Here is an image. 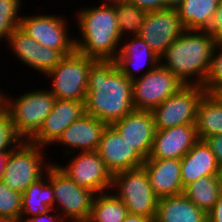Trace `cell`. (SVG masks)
I'll return each instance as SVG.
<instances>
[{
  "label": "cell",
  "mask_w": 222,
  "mask_h": 222,
  "mask_svg": "<svg viewBox=\"0 0 222 222\" xmlns=\"http://www.w3.org/2000/svg\"><path fill=\"white\" fill-rule=\"evenodd\" d=\"M16 218L12 217H0V222H16Z\"/></svg>",
  "instance_id": "44"
},
{
  "label": "cell",
  "mask_w": 222,
  "mask_h": 222,
  "mask_svg": "<svg viewBox=\"0 0 222 222\" xmlns=\"http://www.w3.org/2000/svg\"><path fill=\"white\" fill-rule=\"evenodd\" d=\"M22 3V0H0V15H9L20 26Z\"/></svg>",
  "instance_id": "33"
},
{
  "label": "cell",
  "mask_w": 222,
  "mask_h": 222,
  "mask_svg": "<svg viewBox=\"0 0 222 222\" xmlns=\"http://www.w3.org/2000/svg\"><path fill=\"white\" fill-rule=\"evenodd\" d=\"M198 140L195 124L156 130L148 159H181Z\"/></svg>",
  "instance_id": "20"
},
{
  "label": "cell",
  "mask_w": 222,
  "mask_h": 222,
  "mask_svg": "<svg viewBox=\"0 0 222 222\" xmlns=\"http://www.w3.org/2000/svg\"><path fill=\"white\" fill-rule=\"evenodd\" d=\"M212 94L219 100V102L222 104V86L218 89L214 90Z\"/></svg>",
  "instance_id": "42"
},
{
  "label": "cell",
  "mask_w": 222,
  "mask_h": 222,
  "mask_svg": "<svg viewBox=\"0 0 222 222\" xmlns=\"http://www.w3.org/2000/svg\"><path fill=\"white\" fill-rule=\"evenodd\" d=\"M218 179H219V184L221 186L222 189V166L219 167V171H218Z\"/></svg>",
  "instance_id": "45"
},
{
  "label": "cell",
  "mask_w": 222,
  "mask_h": 222,
  "mask_svg": "<svg viewBox=\"0 0 222 222\" xmlns=\"http://www.w3.org/2000/svg\"><path fill=\"white\" fill-rule=\"evenodd\" d=\"M111 191L124 203L128 213L156 218L158 197L143 166L113 175Z\"/></svg>",
  "instance_id": "8"
},
{
  "label": "cell",
  "mask_w": 222,
  "mask_h": 222,
  "mask_svg": "<svg viewBox=\"0 0 222 222\" xmlns=\"http://www.w3.org/2000/svg\"><path fill=\"white\" fill-rule=\"evenodd\" d=\"M17 27L19 25L9 15H0V42L5 40L4 43L6 45L10 35Z\"/></svg>",
  "instance_id": "36"
},
{
  "label": "cell",
  "mask_w": 222,
  "mask_h": 222,
  "mask_svg": "<svg viewBox=\"0 0 222 222\" xmlns=\"http://www.w3.org/2000/svg\"><path fill=\"white\" fill-rule=\"evenodd\" d=\"M180 1H182V0H169V2H170L173 6H176Z\"/></svg>",
  "instance_id": "46"
},
{
  "label": "cell",
  "mask_w": 222,
  "mask_h": 222,
  "mask_svg": "<svg viewBox=\"0 0 222 222\" xmlns=\"http://www.w3.org/2000/svg\"><path fill=\"white\" fill-rule=\"evenodd\" d=\"M65 16L59 14L22 15L20 28L41 46L60 51L64 56L72 54L75 49V37L69 32Z\"/></svg>",
  "instance_id": "9"
},
{
  "label": "cell",
  "mask_w": 222,
  "mask_h": 222,
  "mask_svg": "<svg viewBox=\"0 0 222 222\" xmlns=\"http://www.w3.org/2000/svg\"><path fill=\"white\" fill-rule=\"evenodd\" d=\"M3 89H1V87H0V95L3 93V91H2Z\"/></svg>",
  "instance_id": "49"
},
{
  "label": "cell",
  "mask_w": 222,
  "mask_h": 222,
  "mask_svg": "<svg viewBox=\"0 0 222 222\" xmlns=\"http://www.w3.org/2000/svg\"><path fill=\"white\" fill-rule=\"evenodd\" d=\"M10 152H0V180L4 175V169Z\"/></svg>",
  "instance_id": "41"
},
{
  "label": "cell",
  "mask_w": 222,
  "mask_h": 222,
  "mask_svg": "<svg viewBox=\"0 0 222 222\" xmlns=\"http://www.w3.org/2000/svg\"><path fill=\"white\" fill-rule=\"evenodd\" d=\"M128 214L124 203L112 192L95 194L87 222H123Z\"/></svg>",
  "instance_id": "28"
},
{
  "label": "cell",
  "mask_w": 222,
  "mask_h": 222,
  "mask_svg": "<svg viewBox=\"0 0 222 222\" xmlns=\"http://www.w3.org/2000/svg\"><path fill=\"white\" fill-rule=\"evenodd\" d=\"M49 183L53 186L56 210L65 222H87L95 193L77 185L55 163L49 167Z\"/></svg>",
  "instance_id": "7"
},
{
  "label": "cell",
  "mask_w": 222,
  "mask_h": 222,
  "mask_svg": "<svg viewBox=\"0 0 222 222\" xmlns=\"http://www.w3.org/2000/svg\"><path fill=\"white\" fill-rule=\"evenodd\" d=\"M111 125L144 160L148 159L156 131L152 111L134 110Z\"/></svg>",
  "instance_id": "18"
},
{
  "label": "cell",
  "mask_w": 222,
  "mask_h": 222,
  "mask_svg": "<svg viewBox=\"0 0 222 222\" xmlns=\"http://www.w3.org/2000/svg\"><path fill=\"white\" fill-rule=\"evenodd\" d=\"M26 220L28 222H65L63 218L61 217V215L54 209H51L45 214H39L30 218H27Z\"/></svg>",
  "instance_id": "38"
},
{
  "label": "cell",
  "mask_w": 222,
  "mask_h": 222,
  "mask_svg": "<svg viewBox=\"0 0 222 222\" xmlns=\"http://www.w3.org/2000/svg\"><path fill=\"white\" fill-rule=\"evenodd\" d=\"M219 164L205 140H198L181 158V180L185 188L200 177L218 175Z\"/></svg>",
  "instance_id": "22"
},
{
  "label": "cell",
  "mask_w": 222,
  "mask_h": 222,
  "mask_svg": "<svg viewBox=\"0 0 222 222\" xmlns=\"http://www.w3.org/2000/svg\"><path fill=\"white\" fill-rule=\"evenodd\" d=\"M114 1H121V0H103L102 2H114Z\"/></svg>",
  "instance_id": "48"
},
{
  "label": "cell",
  "mask_w": 222,
  "mask_h": 222,
  "mask_svg": "<svg viewBox=\"0 0 222 222\" xmlns=\"http://www.w3.org/2000/svg\"><path fill=\"white\" fill-rule=\"evenodd\" d=\"M216 42L206 31L186 30L159 57L185 85L203 86Z\"/></svg>",
  "instance_id": "3"
},
{
  "label": "cell",
  "mask_w": 222,
  "mask_h": 222,
  "mask_svg": "<svg viewBox=\"0 0 222 222\" xmlns=\"http://www.w3.org/2000/svg\"><path fill=\"white\" fill-rule=\"evenodd\" d=\"M107 126L106 122L84 113L63 131L52 146L62 145L63 151L61 153L63 155L79 151H97L102 134Z\"/></svg>",
  "instance_id": "16"
},
{
  "label": "cell",
  "mask_w": 222,
  "mask_h": 222,
  "mask_svg": "<svg viewBox=\"0 0 222 222\" xmlns=\"http://www.w3.org/2000/svg\"><path fill=\"white\" fill-rule=\"evenodd\" d=\"M45 150V147L30 141H22L9 153L2 181L11 190L24 193L31 184L44 177L48 168L55 163L51 158L48 160Z\"/></svg>",
  "instance_id": "5"
},
{
  "label": "cell",
  "mask_w": 222,
  "mask_h": 222,
  "mask_svg": "<svg viewBox=\"0 0 222 222\" xmlns=\"http://www.w3.org/2000/svg\"><path fill=\"white\" fill-rule=\"evenodd\" d=\"M5 110V99L3 93L0 95V114Z\"/></svg>",
  "instance_id": "43"
},
{
  "label": "cell",
  "mask_w": 222,
  "mask_h": 222,
  "mask_svg": "<svg viewBox=\"0 0 222 222\" xmlns=\"http://www.w3.org/2000/svg\"><path fill=\"white\" fill-rule=\"evenodd\" d=\"M16 222H28L27 220H25V219H21V218H19V219H17V221Z\"/></svg>",
  "instance_id": "47"
},
{
  "label": "cell",
  "mask_w": 222,
  "mask_h": 222,
  "mask_svg": "<svg viewBox=\"0 0 222 222\" xmlns=\"http://www.w3.org/2000/svg\"><path fill=\"white\" fill-rule=\"evenodd\" d=\"M123 222H155V219L146 216L128 213Z\"/></svg>",
  "instance_id": "40"
},
{
  "label": "cell",
  "mask_w": 222,
  "mask_h": 222,
  "mask_svg": "<svg viewBox=\"0 0 222 222\" xmlns=\"http://www.w3.org/2000/svg\"><path fill=\"white\" fill-rule=\"evenodd\" d=\"M22 141L15 132L11 116L4 110L0 114V152H11Z\"/></svg>",
  "instance_id": "31"
},
{
  "label": "cell",
  "mask_w": 222,
  "mask_h": 222,
  "mask_svg": "<svg viewBox=\"0 0 222 222\" xmlns=\"http://www.w3.org/2000/svg\"><path fill=\"white\" fill-rule=\"evenodd\" d=\"M96 61L76 50L64 56L45 76V80L46 77L51 80L52 87L48 89L56 99L85 101L89 69Z\"/></svg>",
  "instance_id": "6"
},
{
  "label": "cell",
  "mask_w": 222,
  "mask_h": 222,
  "mask_svg": "<svg viewBox=\"0 0 222 222\" xmlns=\"http://www.w3.org/2000/svg\"><path fill=\"white\" fill-rule=\"evenodd\" d=\"M21 219H27L39 214H45L53 209L54 193L53 186L49 183V168L46 175L37 182L31 184L22 193Z\"/></svg>",
  "instance_id": "24"
},
{
  "label": "cell",
  "mask_w": 222,
  "mask_h": 222,
  "mask_svg": "<svg viewBox=\"0 0 222 222\" xmlns=\"http://www.w3.org/2000/svg\"><path fill=\"white\" fill-rule=\"evenodd\" d=\"M22 193L11 190L9 185L0 180V217L19 219L22 212Z\"/></svg>",
  "instance_id": "30"
},
{
  "label": "cell",
  "mask_w": 222,
  "mask_h": 222,
  "mask_svg": "<svg viewBox=\"0 0 222 222\" xmlns=\"http://www.w3.org/2000/svg\"><path fill=\"white\" fill-rule=\"evenodd\" d=\"M155 222H208L207 213L184 194L158 198Z\"/></svg>",
  "instance_id": "23"
},
{
  "label": "cell",
  "mask_w": 222,
  "mask_h": 222,
  "mask_svg": "<svg viewBox=\"0 0 222 222\" xmlns=\"http://www.w3.org/2000/svg\"><path fill=\"white\" fill-rule=\"evenodd\" d=\"M85 114L111 125L135 110L132 81L115 61L97 60L89 69Z\"/></svg>",
  "instance_id": "1"
},
{
  "label": "cell",
  "mask_w": 222,
  "mask_h": 222,
  "mask_svg": "<svg viewBox=\"0 0 222 222\" xmlns=\"http://www.w3.org/2000/svg\"><path fill=\"white\" fill-rule=\"evenodd\" d=\"M75 14L80 34L79 38L75 35L76 51L96 60L114 61L122 39L113 4L102 2L93 7H79Z\"/></svg>",
  "instance_id": "2"
},
{
  "label": "cell",
  "mask_w": 222,
  "mask_h": 222,
  "mask_svg": "<svg viewBox=\"0 0 222 222\" xmlns=\"http://www.w3.org/2000/svg\"><path fill=\"white\" fill-rule=\"evenodd\" d=\"M69 156L72 157L67 165L57 161L55 164L72 181L95 194L111 191L113 175L97 151L75 152V155H65V158Z\"/></svg>",
  "instance_id": "11"
},
{
  "label": "cell",
  "mask_w": 222,
  "mask_h": 222,
  "mask_svg": "<svg viewBox=\"0 0 222 222\" xmlns=\"http://www.w3.org/2000/svg\"><path fill=\"white\" fill-rule=\"evenodd\" d=\"M143 168L149 183L158 197L184 194L181 180V159H145Z\"/></svg>",
  "instance_id": "21"
},
{
  "label": "cell",
  "mask_w": 222,
  "mask_h": 222,
  "mask_svg": "<svg viewBox=\"0 0 222 222\" xmlns=\"http://www.w3.org/2000/svg\"><path fill=\"white\" fill-rule=\"evenodd\" d=\"M186 31L175 6L147 12L139 36L159 57Z\"/></svg>",
  "instance_id": "13"
},
{
  "label": "cell",
  "mask_w": 222,
  "mask_h": 222,
  "mask_svg": "<svg viewBox=\"0 0 222 222\" xmlns=\"http://www.w3.org/2000/svg\"><path fill=\"white\" fill-rule=\"evenodd\" d=\"M221 186L217 175L200 177L185 187L184 195L198 208L208 213L216 204Z\"/></svg>",
  "instance_id": "27"
},
{
  "label": "cell",
  "mask_w": 222,
  "mask_h": 222,
  "mask_svg": "<svg viewBox=\"0 0 222 222\" xmlns=\"http://www.w3.org/2000/svg\"><path fill=\"white\" fill-rule=\"evenodd\" d=\"M185 84L174 73L160 64L142 77L132 80L135 110L152 111Z\"/></svg>",
  "instance_id": "10"
},
{
  "label": "cell",
  "mask_w": 222,
  "mask_h": 222,
  "mask_svg": "<svg viewBox=\"0 0 222 222\" xmlns=\"http://www.w3.org/2000/svg\"><path fill=\"white\" fill-rule=\"evenodd\" d=\"M7 45L9 47H7ZM6 47L23 65L46 76L62 60L64 55L57 50L41 46L20 27L10 35Z\"/></svg>",
  "instance_id": "14"
},
{
  "label": "cell",
  "mask_w": 222,
  "mask_h": 222,
  "mask_svg": "<svg viewBox=\"0 0 222 222\" xmlns=\"http://www.w3.org/2000/svg\"><path fill=\"white\" fill-rule=\"evenodd\" d=\"M219 0H182L175 8L186 30L205 31Z\"/></svg>",
  "instance_id": "25"
},
{
  "label": "cell",
  "mask_w": 222,
  "mask_h": 222,
  "mask_svg": "<svg viewBox=\"0 0 222 222\" xmlns=\"http://www.w3.org/2000/svg\"><path fill=\"white\" fill-rule=\"evenodd\" d=\"M84 102L56 99L50 114L30 142L45 148L52 147L63 131L85 113Z\"/></svg>",
  "instance_id": "19"
},
{
  "label": "cell",
  "mask_w": 222,
  "mask_h": 222,
  "mask_svg": "<svg viewBox=\"0 0 222 222\" xmlns=\"http://www.w3.org/2000/svg\"><path fill=\"white\" fill-rule=\"evenodd\" d=\"M114 61L117 68L131 81L142 77L160 64L159 56L140 36L121 40L120 50Z\"/></svg>",
  "instance_id": "17"
},
{
  "label": "cell",
  "mask_w": 222,
  "mask_h": 222,
  "mask_svg": "<svg viewBox=\"0 0 222 222\" xmlns=\"http://www.w3.org/2000/svg\"><path fill=\"white\" fill-rule=\"evenodd\" d=\"M111 3L115 8L121 39L139 36L147 12L125 0Z\"/></svg>",
  "instance_id": "29"
},
{
  "label": "cell",
  "mask_w": 222,
  "mask_h": 222,
  "mask_svg": "<svg viewBox=\"0 0 222 222\" xmlns=\"http://www.w3.org/2000/svg\"><path fill=\"white\" fill-rule=\"evenodd\" d=\"M205 31L213 36L216 43H222V0H219L218 8Z\"/></svg>",
  "instance_id": "34"
},
{
  "label": "cell",
  "mask_w": 222,
  "mask_h": 222,
  "mask_svg": "<svg viewBox=\"0 0 222 222\" xmlns=\"http://www.w3.org/2000/svg\"><path fill=\"white\" fill-rule=\"evenodd\" d=\"M97 152L112 175L142 167L145 161L112 125L104 130Z\"/></svg>",
  "instance_id": "15"
},
{
  "label": "cell",
  "mask_w": 222,
  "mask_h": 222,
  "mask_svg": "<svg viewBox=\"0 0 222 222\" xmlns=\"http://www.w3.org/2000/svg\"><path fill=\"white\" fill-rule=\"evenodd\" d=\"M222 86V43H216L213 50L211 65L202 86L206 93H212Z\"/></svg>",
  "instance_id": "32"
},
{
  "label": "cell",
  "mask_w": 222,
  "mask_h": 222,
  "mask_svg": "<svg viewBox=\"0 0 222 222\" xmlns=\"http://www.w3.org/2000/svg\"><path fill=\"white\" fill-rule=\"evenodd\" d=\"M22 93L15 97L3 90L5 111L11 116L18 136L23 141H30L50 114L56 98L48 88L30 89Z\"/></svg>",
  "instance_id": "4"
},
{
  "label": "cell",
  "mask_w": 222,
  "mask_h": 222,
  "mask_svg": "<svg viewBox=\"0 0 222 222\" xmlns=\"http://www.w3.org/2000/svg\"><path fill=\"white\" fill-rule=\"evenodd\" d=\"M195 128L200 140L222 134V104L212 93H205L198 104Z\"/></svg>",
  "instance_id": "26"
},
{
  "label": "cell",
  "mask_w": 222,
  "mask_h": 222,
  "mask_svg": "<svg viewBox=\"0 0 222 222\" xmlns=\"http://www.w3.org/2000/svg\"><path fill=\"white\" fill-rule=\"evenodd\" d=\"M125 1L136 5L138 8H141L146 12L156 11L173 6L169 2V0H125Z\"/></svg>",
  "instance_id": "35"
},
{
  "label": "cell",
  "mask_w": 222,
  "mask_h": 222,
  "mask_svg": "<svg viewBox=\"0 0 222 222\" xmlns=\"http://www.w3.org/2000/svg\"><path fill=\"white\" fill-rule=\"evenodd\" d=\"M211 148L219 166H222V134L210 136L204 139Z\"/></svg>",
  "instance_id": "37"
},
{
  "label": "cell",
  "mask_w": 222,
  "mask_h": 222,
  "mask_svg": "<svg viewBox=\"0 0 222 222\" xmlns=\"http://www.w3.org/2000/svg\"><path fill=\"white\" fill-rule=\"evenodd\" d=\"M208 222H222V190L214 207L207 213Z\"/></svg>",
  "instance_id": "39"
},
{
  "label": "cell",
  "mask_w": 222,
  "mask_h": 222,
  "mask_svg": "<svg viewBox=\"0 0 222 222\" xmlns=\"http://www.w3.org/2000/svg\"><path fill=\"white\" fill-rule=\"evenodd\" d=\"M202 86L185 85L152 110L155 129L195 124L197 108L205 94Z\"/></svg>",
  "instance_id": "12"
}]
</instances>
